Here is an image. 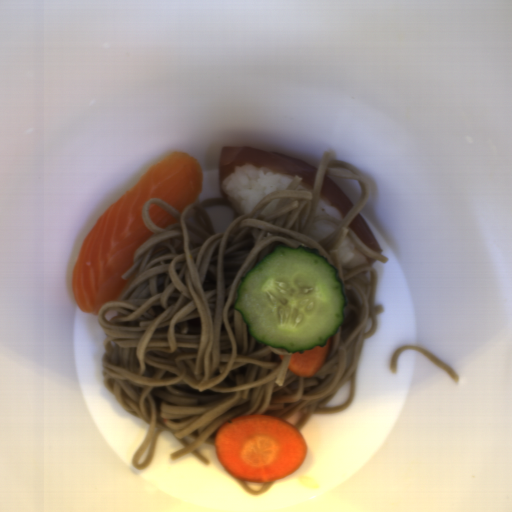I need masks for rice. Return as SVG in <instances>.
<instances>
[{
	"label": "rice",
	"mask_w": 512,
	"mask_h": 512,
	"mask_svg": "<svg viewBox=\"0 0 512 512\" xmlns=\"http://www.w3.org/2000/svg\"><path fill=\"white\" fill-rule=\"evenodd\" d=\"M315 212L324 213L338 220L344 219L340 211L333 206L328 200L319 195Z\"/></svg>",
	"instance_id": "4"
},
{
	"label": "rice",
	"mask_w": 512,
	"mask_h": 512,
	"mask_svg": "<svg viewBox=\"0 0 512 512\" xmlns=\"http://www.w3.org/2000/svg\"><path fill=\"white\" fill-rule=\"evenodd\" d=\"M338 224L331 220H316L309 228L308 235L315 239L326 238L331 232L337 230Z\"/></svg>",
	"instance_id": "3"
},
{
	"label": "rice",
	"mask_w": 512,
	"mask_h": 512,
	"mask_svg": "<svg viewBox=\"0 0 512 512\" xmlns=\"http://www.w3.org/2000/svg\"><path fill=\"white\" fill-rule=\"evenodd\" d=\"M298 190H310L302 181L298 187Z\"/></svg>",
	"instance_id": "5"
},
{
	"label": "rice",
	"mask_w": 512,
	"mask_h": 512,
	"mask_svg": "<svg viewBox=\"0 0 512 512\" xmlns=\"http://www.w3.org/2000/svg\"><path fill=\"white\" fill-rule=\"evenodd\" d=\"M340 263L346 268H358L368 265V260L353 243L351 237L346 233L344 240L336 251Z\"/></svg>",
	"instance_id": "2"
},
{
	"label": "rice",
	"mask_w": 512,
	"mask_h": 512,
	"mask_svg": "<svg viewBox=\"0 0 512 512\" xmlns=\"http://www.w3.org/2000/svg\"><path fill=\"white\" fill-rule=\"evenodd\" d=\"M294 178L292 175L267 167H257L248 162L237 166L220 186L227 198L235 201L247 214L267 195L285 190Z\"/></svg>",
	"instance_id": "1"
}]
</instances>
